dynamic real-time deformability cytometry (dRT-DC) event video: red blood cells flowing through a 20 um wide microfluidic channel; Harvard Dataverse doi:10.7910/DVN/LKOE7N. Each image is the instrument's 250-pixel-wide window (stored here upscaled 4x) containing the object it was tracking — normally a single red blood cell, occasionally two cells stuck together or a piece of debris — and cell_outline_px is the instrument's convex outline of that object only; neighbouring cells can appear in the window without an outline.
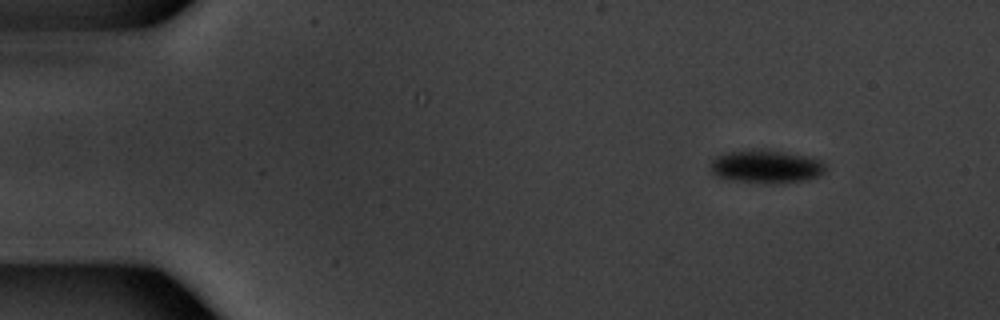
{"species": "common noctule bat (a hibernating species)", "species_latin": "Nyctalus noctula", "temperature_condition": "warm", "stored_images_in_passage": 5, "camera_frame_rate_fps": 3000, "um_per_image_px": 0.085, "animal": {"sex": "male", "body_mass_g": 20.1, "forearm_length_mm": 53.5}, "frame": {"image": 1, "passage_image": 1, "time_ms": 0.0, "image_size_px": [1000, 320], "cell_outline_px": [[824, 172], [820, 176], [804, 180], [772, 184], [768, 184], [732, 180], [720, 176], [712, 172], [712, 160], [716, 156], [724, 152], [752, 148], [764, 148], [808, 156], [820, 160], [824, 164]], "centroid_in_image_um": [65.12, 14.13], "position_along_channel_um": 19.9, "area_um2": 22.48}}